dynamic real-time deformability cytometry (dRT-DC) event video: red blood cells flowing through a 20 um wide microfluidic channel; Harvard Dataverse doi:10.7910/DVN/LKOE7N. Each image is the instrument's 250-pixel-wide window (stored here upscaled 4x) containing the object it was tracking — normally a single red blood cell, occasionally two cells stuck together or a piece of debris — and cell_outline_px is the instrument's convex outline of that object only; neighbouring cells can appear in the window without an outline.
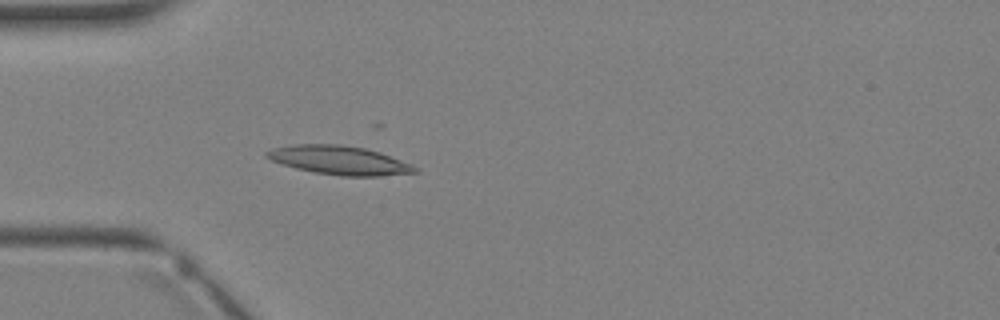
{"species": "Egyptian fruit bat (a non-hibernating species)", "species_latin": "Rousettus aegyptiacus", "temperature_condition": "warm", "stored_images_in_passage": 2, "camera_frame_rate_fps": 3000, "um_per_image_px": 0.085, "animal": {"sex": "female"}, "frame": {"image": 1, "passage_image": 2, "time_ms": 1.333, "image_size_px": [1000, 320], "cell_outline_px": [[420, 172], [380, 176], [340, 176], [316, 172], [296, 168], [272, 160], [264, 156], [264, 152], [276, 148], [296, 144], [340, 144], [364, 148], [380, 152], [412, 164], [420, 168]], "centroid_in_image_um": [28.91, 13.62], "position_along_channel_um": 56.1, "area_um2": 24.8}}